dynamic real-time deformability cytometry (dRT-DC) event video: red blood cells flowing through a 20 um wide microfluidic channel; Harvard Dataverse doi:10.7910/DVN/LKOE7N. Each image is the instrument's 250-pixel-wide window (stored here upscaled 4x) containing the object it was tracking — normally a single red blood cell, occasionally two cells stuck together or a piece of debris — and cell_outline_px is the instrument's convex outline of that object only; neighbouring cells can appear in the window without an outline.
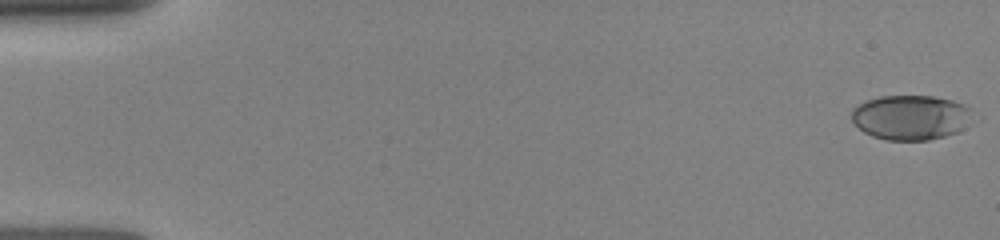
{"species": "human", "species_latin": "Homo sapiens", "temperature_condition": "room temperature", "stored_images_in_passage": 44, "camera_frame_rate_fps": 3000, "um_per_image_px": 0.085, "donor": {"sex": "female"}, "frame": {"image": 1, "passage_image": 1, "time_ms": 0.0, "image_size_px": [1000, 240], "cell_outline_px": [[968, 108], [960, 128], [956, 132], [944, 136], [928, 140], [884, 140], [872, 136], [864, 132], [852, 120], [852, 108], [868, 100], [880, 96], [932, 96], [952, 100], [964, 104]], "centroid_in_image_um": [77.28, 9.98], "position_along_channel_um": 7.7, "area_um2": 30.63}}
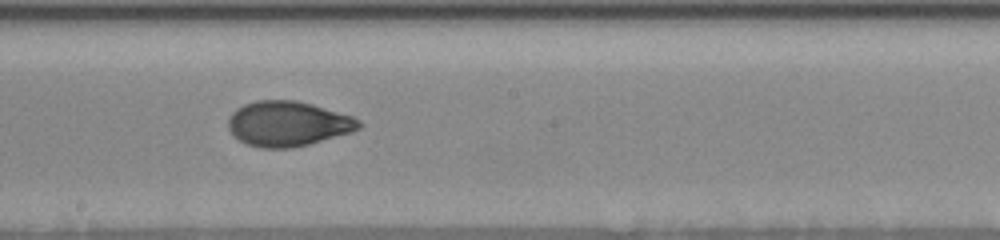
{"frame": {"image": 2, "passage_image": 19, "time_ms": 9.0, "image_size_px": [1000, 240], "cell_outline_px": [[364, 124], [360, 128], [352, 132], [308, 144], [292, 148], [260, 148], [248, 144], [240, 140], [228, 128], [228, 120], [232, 112], [236, 108], [244, 104], [256, 100], [296, 100], [312, 104], [352, 116], [360, 120]], "centroid_in_image_um": [24.48, 10.51], "position_along_channel_um": 223.7, "area_um2": 34.28}}
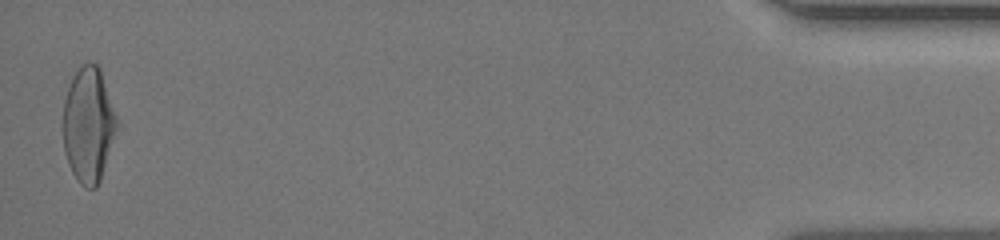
{"frame": {"image": 3, "passage_image": 44, "time_ms": 16.0, "image_size_px": [1000, 240], "cell_outline_px": [[120, 124], [100, 180], [96, 188], [84, 188], [80, 184], [72, 172], [68, 164], [64, 152], [60, 128], [60, 124], [64, 100], [72, 76], [80, 64], [96, 64], [100, 68]], "centroid_in_image_um": [7.49, 10.62], "position_along_channel_um": 427.7, "area_um2": 37.17}}